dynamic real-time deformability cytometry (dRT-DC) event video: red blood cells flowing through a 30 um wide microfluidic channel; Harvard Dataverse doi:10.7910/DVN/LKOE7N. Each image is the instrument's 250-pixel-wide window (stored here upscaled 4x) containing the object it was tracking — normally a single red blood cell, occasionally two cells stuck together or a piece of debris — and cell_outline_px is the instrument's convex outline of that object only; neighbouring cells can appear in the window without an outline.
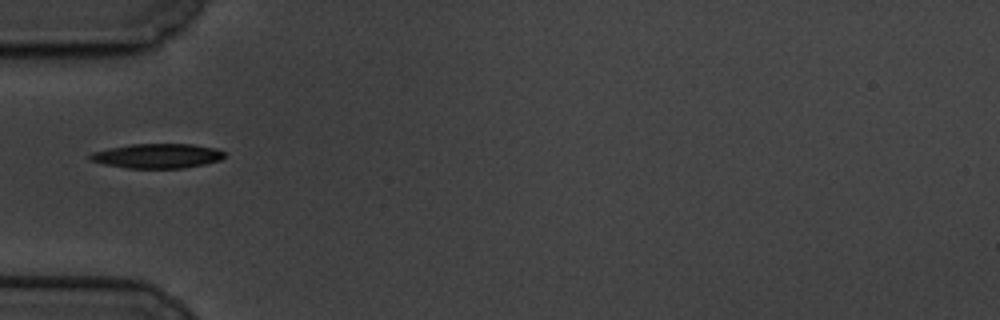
{"species": "common noctule bat (a hibernating species)", "species_latin": "Nyctalus noctula", "temperature_condition": "cold", "stored_images_in_passage": 4, "camera_frame_rate_fps": 3000, "um_per_image_px": 0.085, "animal": {"sex": "male", "body_mass_g": 19.5, "forearm_length_mm": 54.6}, "frame": {"image": 1, "passage_image": 1, "time_ms": 0.0, "image_size_px": [1000, 320], "cell_outline_px": [[224, 156], [220, 160], [204, 164], [184, 168], [128, 168], [104, 164], [88, 160], [88, 156], [92, 152], [108, 148], [132, 144], [192, 144], [216, 148], [224, 152]], "centroid_in_image_um": [13.34, 13.25], "position_along_channel_um": 71.7, "area_um2": 19.25}}
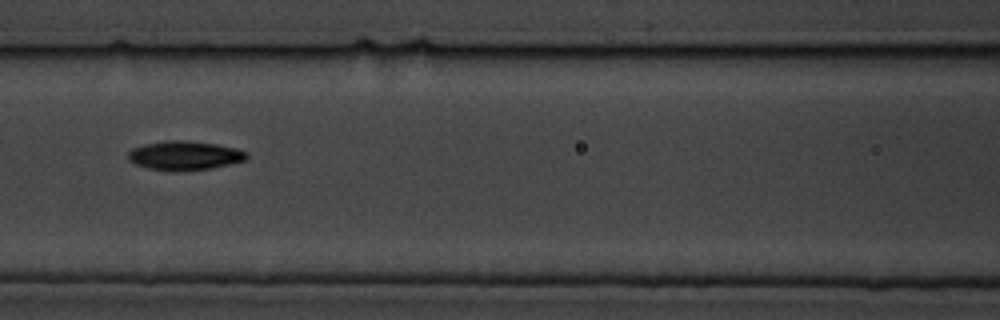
{"frame": {"image": 2, "passage_image": 3, "time_ms": 2.333, "image_size_px": [1000, 320], "cell_outline_px": [[248, 156], [244, 160], [212, 168], [176, 172], [172, 172], [148, 168], [136, 164], [128, 160], [128, 152], [132, 148], [144, 144], [172, 140], [184, 140], [216, 144], [236, 148], [248, 152]], "centroid_in_image_um": [15.67, 13.23], "position_along_channel_um": 150.9, "area_um2": 20.11}}
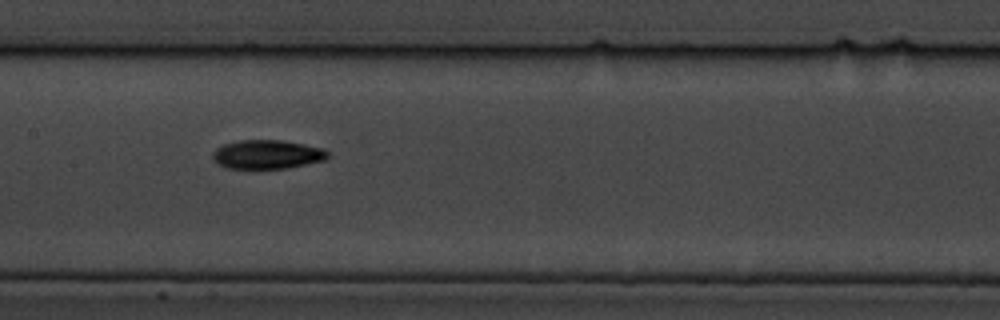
{"frame": {"image": 3, "passage_image": 4, "time_ms": 3.333, "image_size_px": [1000, 320], "cell_outline_px": [[328, 156], [324, 160], [288, 168], [224, 168], [216, 164], [212, 160], [212, 152], [216, 148], [224, 144], [240, 140], [280, 140], [304, 144], [324, 148], [328, 152]], "centroid_in_image_um": [22.66, 13.12], "position_along_channel_um": 184.7, "area_um2": 19.48}}